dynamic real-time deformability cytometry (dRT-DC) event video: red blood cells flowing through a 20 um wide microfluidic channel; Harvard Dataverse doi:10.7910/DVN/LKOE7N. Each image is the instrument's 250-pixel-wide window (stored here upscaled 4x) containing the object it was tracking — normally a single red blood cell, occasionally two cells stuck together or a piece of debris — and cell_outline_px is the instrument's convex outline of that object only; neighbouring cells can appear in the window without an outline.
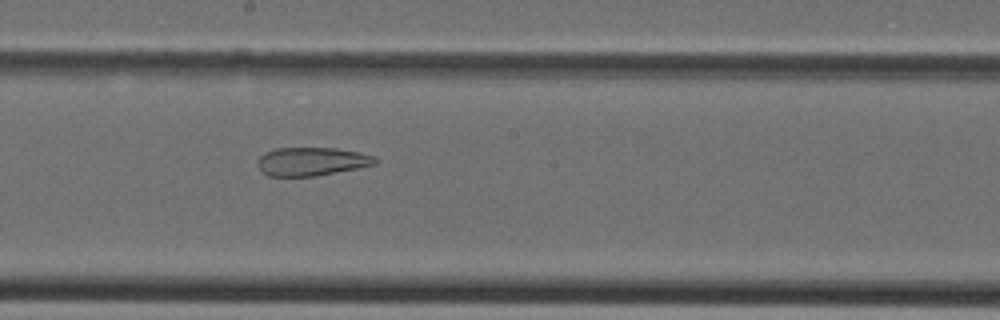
{"species": "Egyptian fruit bat (a non-hibernating species)", "species_latin": "Rousettus aegyptiacus", "temperature_condition": "cold", "stored_images_in_passage": 23, "camera_frame_rate_fps": 3000, "um_per_image_px": 0.085, "animal": {"sex": "female"}, "frame": {"image": 1, "passage_image": 10, "time_ms": 3.0, "image_size_px": [1000, 320], "cell_outline_px": [[376, 164], [316, 176], [268, 176], [260, 172], [256, 164], [256, 160], [264, 152], [276, 148], [336, 148], [376, 156]], "centroid_in_image_um": [26.41, 13.73], "position_along_channel_um": 221.8, "area_um2": 19.54}}
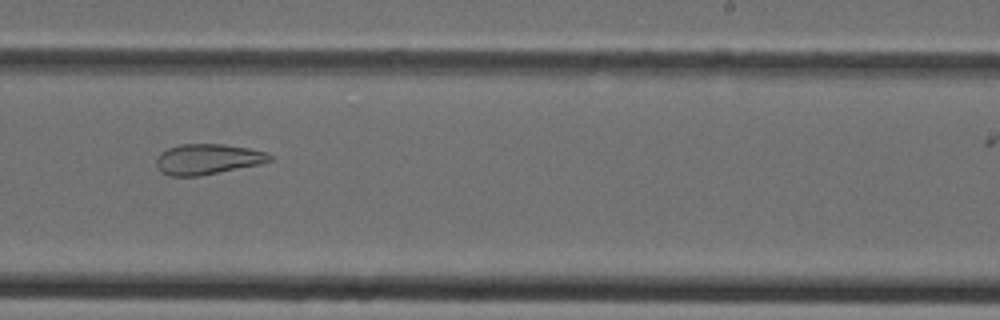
{"frame": {"image": 2, "passage_image": 13, "time_ms": 4.0, "image_size_px": [1000, 320], "cell_outline_px": [[272, 160], [260, 164], [200, 176], [168, 176], [160, 172], [156, 164], [156, 160], [160, 152], [168, 148], [180, 144], [224, 144], [248, 148], [268, 152], [272, 156]], "centroid_in_image_um": [17.64, 13.53], "position_along_channel_um": 271.4, "area_um2": 20.29}}